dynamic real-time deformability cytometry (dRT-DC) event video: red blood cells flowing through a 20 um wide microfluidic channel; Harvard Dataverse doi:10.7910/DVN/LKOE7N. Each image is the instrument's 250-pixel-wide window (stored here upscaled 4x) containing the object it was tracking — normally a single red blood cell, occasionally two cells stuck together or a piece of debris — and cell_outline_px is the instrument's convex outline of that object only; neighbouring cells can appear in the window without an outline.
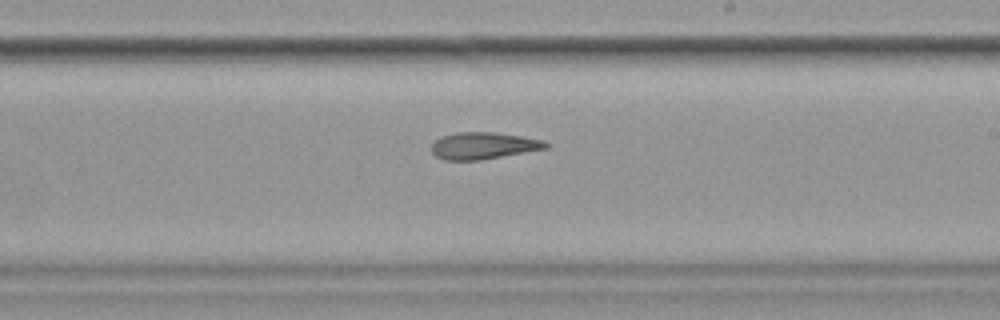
{"species": "common noctule bat (a hibernating species)", "species_latin": "Nyctalus noctula", "temperature_condition": "cold", "stored_images_in_passage": 10, "camera_frame_rate_fps": 3000, "um_per_image_px": 0.085, "animal": {"sex": "female", "body_mass_g": 19.9}, "frame": {"image": 1, "passage_image": 10, "time_ms": 11.333, "image_size_px": [1000, 320], "cell_outline_px": [[548, 148], [480, 160], [444, 160], [436, 156], [432, 152], [432, 144], [440, 136], [456, 132], [496, 132], [544, 140], [548, 144]], "centroid_in_image_um": [41.07, 12.38], "position_along_channel_um": 247.9, "area_um2": 17.86}}